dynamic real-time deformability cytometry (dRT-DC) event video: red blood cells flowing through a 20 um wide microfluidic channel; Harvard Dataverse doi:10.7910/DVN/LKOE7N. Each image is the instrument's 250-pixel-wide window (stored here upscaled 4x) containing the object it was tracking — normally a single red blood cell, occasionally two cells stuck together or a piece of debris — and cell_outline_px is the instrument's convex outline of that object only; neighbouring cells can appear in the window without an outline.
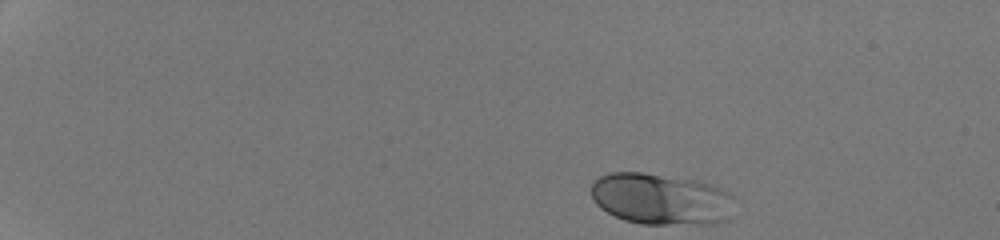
{"species": "human", "species_latin": "Homo sapiens", "temperature_condition": "room temperature", "stored_images_in_passage": 3, "camera_frame_rate_fps": 3000, "um_per_image_px": 0.085, "donor": {"sex": "male"}, "frame": {"image": 1, "passage_image": 1, "time_ms": 0.0, "image_size_px": [1000, 240], "cell_outline_px": [[732, 216], [728, 220], [708, 224], [640, 224], [624, 220], [600, 208], [596, 204], [592, 196], [592, 184], [600, 176], [608, 172], [644, 172], [696, 180], [732, 192]], "centroid_in_image_um": [56.2, 16.92], "position_along_channel_um": 28.8, "area_um2": 43.23}}